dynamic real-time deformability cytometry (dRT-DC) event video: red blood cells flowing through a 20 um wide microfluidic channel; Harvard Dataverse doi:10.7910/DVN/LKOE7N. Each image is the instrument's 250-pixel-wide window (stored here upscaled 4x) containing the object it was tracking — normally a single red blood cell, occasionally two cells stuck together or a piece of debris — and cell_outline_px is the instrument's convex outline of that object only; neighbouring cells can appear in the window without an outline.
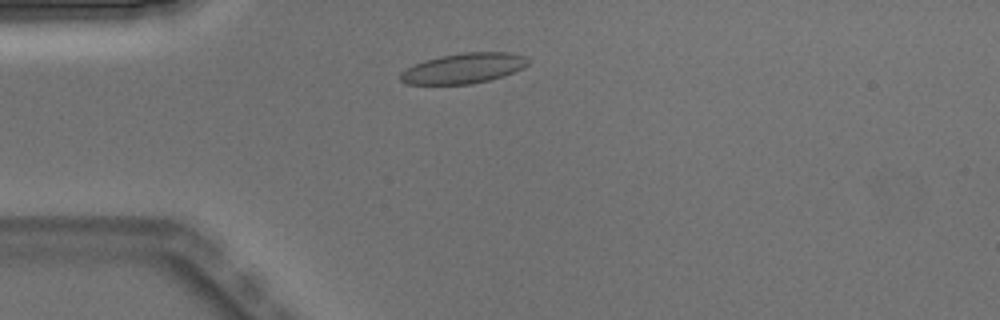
{"species": "Egyptian fruit bat (a non-hibernating species)", "species_latin": "Rousettus aegyptiacus", "temperature_condition": "warm", "stored_images_in_passage": 2, "camera_frame_rate_fps": 3000, "um_per_image_px": 0.085, "animal": {"sex": "male"}, "frame": {"image": 1, "passage_image": 2, "time_ms": 0.333, "image_size_px": [1000, 320], "cell_outline_px": [[532, 60], [524, 68], [504, 76], [472, 84], [404, 84], [400, 80], [400, 72], [424, 60], [440, 56], [464, 52], [512, 52], [528, 56]], "centroid_in_image_um": [39.47, 5.79], "position_along_channel_um": 45.5, "area_um2": 22.77}}